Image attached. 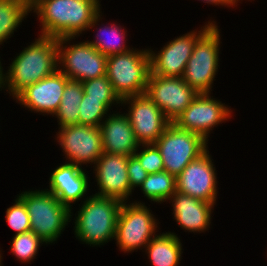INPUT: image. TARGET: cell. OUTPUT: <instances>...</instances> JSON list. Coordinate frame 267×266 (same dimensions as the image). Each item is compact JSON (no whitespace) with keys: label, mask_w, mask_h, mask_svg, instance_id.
I'll use <instances>...</instances> for the list:
<instances>
[{"label":"cell","mask_w":267,"mask_h":266,"mask_svg":"<svg viewBox=\"0 0 267 266\" xmlns=\"http://www.w3.org/2000/svg\"><path fill=\"white\" fill-rule=\"evenodd\" d=\"M10 251L21 263H30L34 261L39 253L40 247L47 245L40 237L34 232L27 231L19 235H14L10 242Z\"/></svg>","instance_id":"obj_27"},{"label":"cell","mask_w":267,"mask_h":266,"mask_svg":"<svg viewBox=\"0 0 267 266\" xmlns=\"http://www.w3.org/2000/svg\"><path fill=\"white\" fill-rule=\"evenodd\" d=\"M122 201L112 197L90 195L79 204L73 221L74 235L82 244L97 247L115 239ZM81 206V207H80Z\"/></svg>","instance_id":"obj_3"},{"label":"cell","mask_w":267,"mask_h":266,"mask_svg":"<svg viewBox=\"0 0 267 266\" xmlns=\"http://www.w3.org/2000/svg\"><path fill=\"white\" fill-rule=\"evenodd\" d=\"M112 110L100 124L103 152L132 156L139 147L128 117Z\"/></svg>","instance_id":"obj_20"},{"label":"cell","mask_w":267,"mask_h":266,"mask_svg":"<svg viewBox=\"0 0 267 266\" xmlns=\"http://www.w3.org/2000/svg\"><path fill=\"white\" fill-rule=\"evenodd\" d=\"M14 199V204L7 208L5 219L9 227L14 230L15 234L19 235L21 233L31 230L30 217L27 212V208L24 202L18 197Z\"/></svg>","instance_id":"obj_28"},{"label":"cell","mask_w":267,"mask_h":266,"mask_svg":"<svg viewBox=\"0 0 267 266\" xmlns=\"http://www.w3.org/2000/svg\"><path fill=\"white\" fill-rule=\"evenodd\" d=\"M55 139L64 153L67 163L81 167L95 164L103 154L100 127L70 125L58 129Z\"/></svg>","instance_id":"obj_12"},{"label":"cell","mask_w":267,"mask_h":266,"mask_svg":"<svg viewBox=\"0 0 267 266\" xmlns=\"http://www.w3.org/2000/svg\"><path fill=\"white\" fill-rule=\"evenodd\" d=\"M133 155L148 174L164 171L163 159L155 144H141Z\"/></svg>","instance_id":"obj_29"},{"label":"cell","mask_w":267,"mask_h":266,"mask_svg":"<svg viewBox=\"0 0 267 266\" xmlns=\"http://www.w3.org/2000/svg\"><path fill=\"white\" fill-rule=\"evenodd\" d=\"M151 73L148 48L136 49L107 57L106 76L122 100L144 94Z\"/></svg>","instance_id":"obj_5"},{"label":"cell","mask_w":267,"mask_h":266,"mask_svg":"<svg viewBox=\"0 0 267 266\" xmlns=\"http://www.w3.org/2000/svg\"><path fill=\"white\" fill-rule=\"evenodd\" d=\"M172 205L173 219L185 232L205 233L212 221L215 204L201 201L176 191L168 200Z\"/></svg>","instance_id":"obj_19"},{"label":"cell","mask_w":267,"mask_h":266,"mask_svg":"<svg viewBox=\"0 0 267 266\" xmlns=\"http://www.w3.org/2000/svg\"><path fill=\"white\" fill-rule=\"evenodd\" d=\"M161 153L164 171L177 177L184 168L209 147L200 135L170 123L154 143Z\"/></svg>","instance_id":"obj_9"},{"label":"cell","mask_w":267,"mask_h":266,"mask_svg":"<svg viewBox=\"0 0 267 266\" xmlns=\"http://www.w3.org/2000/svg\"><path fill=\"white\" fill-rule=\"evenodd\" d=\"M150 202H168L176 192V177L167 171L148 174L147 178L138 188Z\"/></svg>","instance_id":"obj_26"},{"label":"cell","mask_w":267,"mask_h":266,"mask_svg":"<svg viewBox=\"0 0 267 266\" xmlns=\"http://www.w3.org/2000/svg\"><path fill=\"white\" fill-rule=\"evenodd\" d=\"M219 27L217 24H213L196 41L182 76L183 80L197 94H210L215 78H217L222 43Z\"/></svg>","instance_id":"obj_6"},{"label":"cell","mask_w":267,"mask_h":266,"mask_svg":"<svg viewBox=\"0 0 267 266\" xmlns=\"http://www.w3.org/2000/svg\"><path fill=\"white\" fill-rule=\"evenodd\" d=\"M121 102L120 98H88L84 93L79 106V125L99 127L112 107L121 106Z\"/></svg>","instance_id":"obj_25"},{"label":"cell","mask_w":267,"mask_h":266,"mask_svg":"<svg viewBox=\"0 0 267 266\" xmlns=\"http://www.w3.org/2000/svg\"><path fill=\"white\" fill-rule=\"evenodd\" d=\"M84 91L80 81L69 79L64 88L60 105L53 115L57 118L58 128L79 125V106Z\"/></svg>","instance_id":"obj_23"},{"label":"cell","mask_w":267,"mask_h":266,"mask_svg":"<svg viewBox=\"0 0 267 266\" xmlns=\"http://www.w3.org/2000/svg\"><path fill=\"white\" fill-rule=\"evenodd\" d=\"M159 220L142 201L123 202L117 219L114 241L119 251L133 253L145 249L159 232Z\"/></svg>","instance_id":"obj_7"},{"label":"cell","mask_w":267,"mask_h":266,"mask_svg":"<svg viewBox=\"0 0 267 266\" xmlns=\"http://www.w3.org/2000/svg\"><path fill=\"white\" fill-rule=\"evenodd\" d=\"M100 0H34L30 13L37 15L39 35L76 37L87 32L94 17L101 11Z\"/></svg>","instance_id":"obj_1"},{"label":"cell","mask_w":267,"mask_h":266,"mask_svg":"<svg viewBox=\"0 0 267 266\" xmlns=\"http://www.w3.org/2000/svg\"><path fill=\"white\" fill-rule=\"evenodd\" d=\"M69 78L58 69L50 76L26 87L13 100L28 111L53 116Z\"/></svg>","instance_id":"obj_17"},{"label":"cell","mask_w":267,"mask_h":266,"mask_svg":"<svg viewBox=\"0 0 267 266\" xmlns=\"http://www.w3.org/2000/svg\"><path fill=\"white\" fill-rule=\"evenodd\" d=\"M1 252H2V250H0V266H3V264H2V255L3 254Z\"/></svg>","instance_id":"obj_35"},{"label":"cell","mask_w":267,"mask_h":266,"mask_svg":"<svg viewBox=\"0 0 267 266\" xmlns=\"http://www.w3.org/2000/svg\"><path fill=\"white\" fill-rule=\"evenodd\" d=\"M145 94L173 122L198 95L182 77H163L150 73Z\"/></svg>","instance_id":"obj_15"},{"label":"cell","mask_w":267,"mask_h":266,"mask_svg":"<svg viewBox=\"0 0 267 266\" xmlns=\"http://www.w3.org/2000/svg\"><path fill=\"white\" fill-rule=\"evenodd\" d=\"M101 16H103L102 10L94 17L92 23L87 28V31H90V29L93 31V28H97L95 30V37H93L94 39L86 41L107 57L115 54L126 53L133 49V47L130 48V46L127 45L128 38L126 37L128 34L126 32L128 31L126 28L116 22L112 24L108 22L107 25L104 23L102 24L103 17Z\"/></svg>","instance_id":"obj_21"},{"label":"cell","mask_w":267,"mask_h":266,"mask_svg":"<svg viewBox=\"0 0 267 266\" xmlns=\"http://www.w3.org/2000/svg\"><path fill=\"white\" fill-rule=\"evenodd\" d=\"M217 21L210 19L197 30H190L168 41L160 51L148 48L151 74L163 77H182L196 41Z\"/></svg>","instance_id":"obj_10"},{"label":"cell","mask_w":267,"mask_h":266,"mask_svg":"<svg viewBox=\"0 0 267 266\" xmlns=\"http://www.w3.org/2000/svg\"><path fill=\"white\" fill-rule=\"evenodd\" d=\"M127 172L130 183V188L134 191L140 187L142 182L147 178L148 173L141 166L139 160L134 156H128Z\"/></svg>","instance_id":"obj_31"},{"label":"cell","mask_w":267,"mask_h":266,"mask_svg":"<svg viewBox=\"0 0 267 266\" xmlns=\"http://www.w3.org/2000/svg\"><path fill=\"white\" fill-rule=\"evenodd\" d=\"M127 161L128 156L103 152L93 165L94 182L99 188L93 195L128 202L134 191L130 188Z\"/></svg>","instance_id":"obj_16"},{"label":"cell","mask_w":267,"mask_h":266,"mask_svg":"<svg viewBox=\"0 0 267 266\" xmlns=\"http://www.w3.org/2000/svg\"><path fill=\"white\" fill-rule=\"evenodd\" d=\"M198 1H201L203 3H207L209 5H214L217 7L220 6L221 8L222 7H226V8H230V7H237L238 5L233 1V0H198Z\"/></svg>","instance_id":"obj_32"},{"label":"cell","mask_w":267,"mask_h":266,"mask_svg":"<svg viewBox=\"0 0 267 266\" xmlns=\"http://www.w3.org/2000/svg\"><path fill=\"white\" fill-rule=\"evenodd\" d=\"M211 94H198L172 123L200 135L208 142L214 127L225 123L233 116V109Z\"/></svg>","instance_id":"obj_11"},{"label":"cell","mask_w":267,"mask_h":266,"mask_svg":"<svg viewBox=\"0 0 267 266\" xmlns=\"http://www.w3.org/2000/svg\"><path fill=\"white\" fill-rule=\"evenodd\" d=\"M2 61H1V57H0V91H2L4 89V66H2Z\"/></svg>","instance_id":"obj_33"},{"label":"cell","mask_w":267,"mask_h":266,"mask_svg":"<svg viewBox=\"0 0 267 266\" xmlns=\"http://www.w3.org/2000/svg\"><path fill=\"white\" fill-rule=\"evenodd\" d=\"M88 98H119L107 76H101L81 82Z\"/></svg>","instance_id":"obj_30"},{"label":"cell","mask_w":267,"mask_h":266,"mask_svg":"<svg viewBox=\"0 0 267 266\" xmlns=\"http://www.w3.org/2000/svg\"><path fill=\"white\" fill-rule=\"evenodd\" d=\"M207 149L176 177V191L217 205V171Z\"/></svg>","instance_id":"obj_14"},{"label":"cell","mask_w":267,"mask_h":266,"mask_svg":"<svg viewBox=\"0 0 267 266\" xmlns=\"http://www.w3.org/2000/svg\"><path fill=\"white\" fill-rule=\"evenodd\" d=\"M237 5H239L238 3H240L241 1H243V0H233ZM248 2L249 1H251L252 2V0H247ZM254 1V0H253Z\"/></svg>","instance_id":"obj_34"},{"label":"cell","mask_w":267,"mask_h":266,"mask_svg":"<svg viewBox=\"0 0 267 266\" xmlns=\"http://www.w3.org/2000/svg\"><path fill=\"white\" fill-rule=\"evenodd\" d=\"M57 38L39 35L24 47L7 70H4V91L15 98L26 87L50 76L58 69Z\"/></svg>","instance_id":"obj_2"},{"label":"cell","mask_w":267,"mask_h":266,"mask_svg":"<svg viewBox=\"0 0 267 266\" xmlns=\"http://www.w3.org/2000/svg\"><path fill=\"white\" fill-rule=\"evenodd\" d=\"M182 242L174 232H159L144 251L151 266H179L183 253Z\"/></svg>","instance_id":"obj_22"},{"label":"cell","mask_w":267,"mask_h":266,"mask_svg":"<svg viewBox=\"0 0 267 266\" xmlns=\"http://www.w3.org/2000/svg\"><path fill=\"white\" fill-rule=\"evenodd\" d=\"M29 14V0H0V45L14 35Z\"/></svg>","instance_id":"obj_24"},{"label":"cell","mask_w":267,"mask_h":266,"mask_svg":"<svg viewBox=\"0 0 267 266\" xmlns=\"http://www.w3.org/2000/svg\"><path fill=\"white\" fill-rule=\"evenodd\" d=\"M17 196L27 208L31 231L47 245L55 244L66 226L72 221L71 210L45 188L26 190Z\"/></svg>","instance_id":"obj_4"},{"label":"cell","mask_w":267,"mask_h":266,"mask_svg":"<svg viewBox=\"0 0 267 266\" xmlns=\"http://www.w3.org/2000/svg\"><path fill=\"white\" fill-rule=\"evenodd\" d=\"M84 168L86 167L63 162L54 168L49 177V188L46 190L55 195L71 211L73 203L81 200L83 202L88 197L86 195L89 192L90 176Z\"/></svg>","instance_id":"obj_18"},{"label":"cell","mask_w":267,"mask_h":266,"mask_svg":"<svg viewBox=\"0 0 267 266\" xmlns=\"http://www.w3.org/2000/svg\"><path fill=\"white\" fill-rule=\"evenodd\" d=\"M75 39L76 37L57 39L58 70L69 79L80 82L105 76L107 56L100 53L87 41L78 42Z\"/></svg>","instance_id":"obj_8"},{"label":"cell","mask_w":267,"mask_h":266,"mask_svg":"<svg viewBox=\"0 0 267 266\" xmlns=\"http://www.w3.org/2000/svg\"><path fill=\"white\" fill-rule=\"evenodd\" d=\"M121 106L128 107L124 114L128 117L140 145L154 144L171 123L145 93L122 99Z\"/></svg>","instance_id":"obj_13"}]
</instances>
